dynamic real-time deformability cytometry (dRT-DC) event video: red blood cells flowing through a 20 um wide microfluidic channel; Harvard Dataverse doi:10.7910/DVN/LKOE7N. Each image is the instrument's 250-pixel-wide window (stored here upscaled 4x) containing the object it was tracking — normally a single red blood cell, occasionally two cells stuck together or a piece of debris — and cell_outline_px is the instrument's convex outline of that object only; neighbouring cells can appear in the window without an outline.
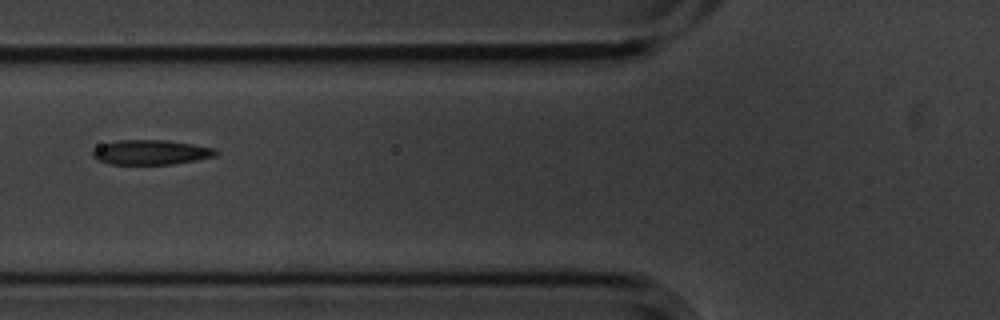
{"species": "common noctule bat (a hibernating species)", "species_latin": "Nyctalus noctula", "temperature_condition": "cold", "stored_images_in_passage": 6, "camera_frame_rate_fps": 3000, "um_per_image_px": 0.085, "animal": {"sex": "male", "body_mass_g": 20.1, "forearm_length_mm": 53.5}, "frame": {"image": 1, "passage_image": 6, "time_ms": 1.667, "image_size_px": [1000, 320], "cell_outline_px": [[216, 156], [196, 160], [172, 164], [108, 164], [96, 160], [92, 156], [92, 152], [96, 148], [104, 144], [116, 140], [164, 140], [192, 144], [216, 148]], "centroid_in_image_um": [12.81, 12.95], "position_along_channel_um": 113.0, "area_um2": 17.69}}